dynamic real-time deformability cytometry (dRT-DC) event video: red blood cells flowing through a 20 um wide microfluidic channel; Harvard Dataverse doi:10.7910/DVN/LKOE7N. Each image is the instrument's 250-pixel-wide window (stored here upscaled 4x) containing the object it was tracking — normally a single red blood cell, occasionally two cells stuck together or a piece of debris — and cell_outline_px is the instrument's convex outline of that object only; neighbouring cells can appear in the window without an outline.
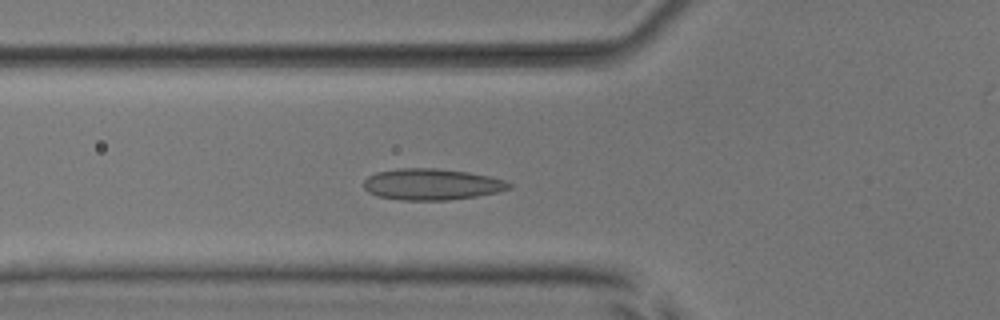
{"species": "common noctule bat (a hibernating species)", "species_latin": "Nyctalus noctula", "temperature_condition": "room temperature", "stored_images_in_passage": 53, "camera_frame_rate_fps": 3000, "um_per_image_px": 0.085, "animal": {"sex": "male", "body_mass_g": 17.9, "forearm_length_mm": 54.2}, "frame": {"image": 1, "passage_image": 19, "time_ms": 6.0, "image_size_px": [1000, 320], "cell_outline_px": [[512, 188], [496, 192], [476, 196], [448, 200], [400, 200], [376, 196], [368, 192], [364, 188], [364, 180], [368, 176], [376, 172], [400, 168], [436, 168], [468, 172], [488, 176], [504, 180], [512, 184]], "centroid_in_image_um": [36.67, 15.67], "position_along_channel_um": 89.1, "area_um2": 26.53}}
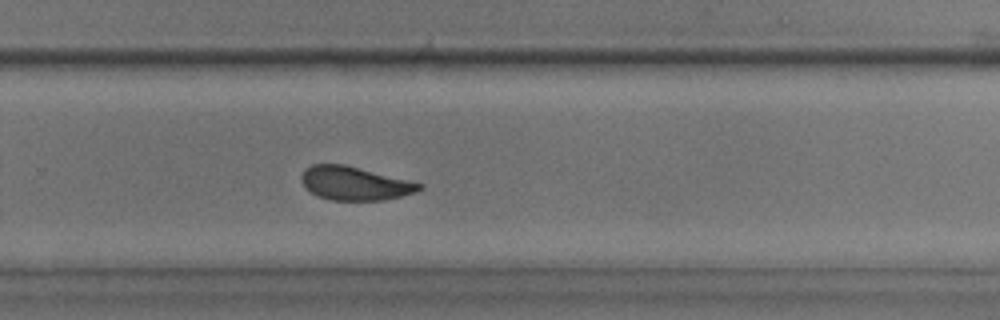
{"frame": {"image": 2, "passage_image": 35, "time_ms": 11.333, "image_size_px": [1000, 320], "cell_outline_px": [[424, 184], [420, 188], [412, 192], [400, 196], [384, 200], [332, 200], [320, 196], [312, 192], [300, 180], [300, 176], [304, 168], [312, 164], [344, 164]], "centroid_in_image_um": [30.1, 15.57], "position_along_channel_um": 299.7, "area_um2": 22.66}}
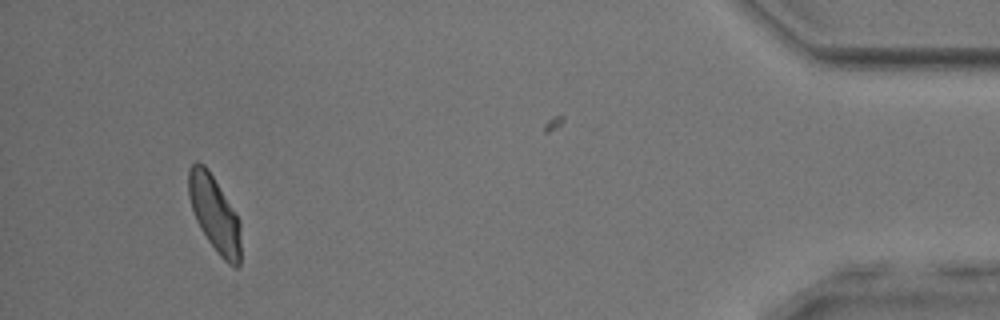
{"frame": {"image": 3, "passage_image": 49, "time_ms": 16.0, "image_size_px": [1000, 320], "cell_outline_px": [[240, 264], [236, 268], [228, 264], [216, 252], [200, 228], [196, 220], [188, 196], [188, 168], [196, 160], [204, 164], [208, 168], [240, 220]], "centroid_in_image_um": [18.22, 18.16], "position_along_channel_um": 417.0, "area_um2": 23.18}, "authors_computed_cell_mechanics": {"area_um2": 24.276, "velocity_mm_per_s": 3.9575, "shape_relaxation_time_tau1_ms": 5.7253, "shape_relaxation_time_tau2_ms": 0.8818, "deformation_change_tau1": 0.1213, "deformation_change_tau2": 0.0633}}